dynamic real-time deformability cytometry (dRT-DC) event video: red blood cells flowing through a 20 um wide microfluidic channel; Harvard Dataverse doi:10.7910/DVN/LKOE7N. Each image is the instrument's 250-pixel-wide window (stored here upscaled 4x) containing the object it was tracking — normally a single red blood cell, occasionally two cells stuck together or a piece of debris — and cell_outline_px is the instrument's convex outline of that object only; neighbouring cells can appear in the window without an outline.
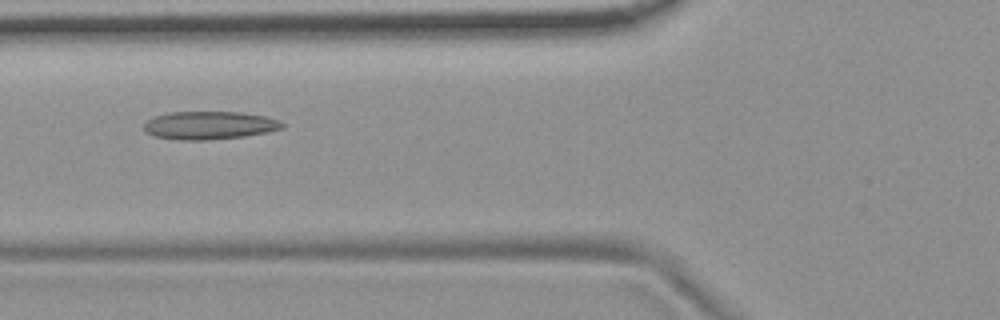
{"species": "common noctule bat (a hibernating species)", "species_latin": "Nyctalus noctula", "temperature_condition": "room temperature", "stored_images_in_passage": 7, "camera_frame_rate_fps": 3000, "um_per_image_px": 0.085, "animal": {"sex": "female", "body_mass_g": 19.9}, "frame": {"image": 1, "passage_image": 7, "time_ms": 6.667, "image_size_px": [1000, 320], "cell_outline_px": [[284, 128], [268, 132], [244, 136], [204, 140], [180, 140], [152, 136], [144, 132], [144, 124], [148, 120], [156, 116], [168, 112], [240, 112], [268, 116], [280, 120], [284, 124]], "centroid_in_image_um": [17.81, 10.65], "position_along_channel_um": 108.0, "area_um2": 22.77}}